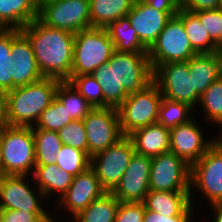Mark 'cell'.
<instances>
[{
    "label": "cell",
    "instance_id": "obj_1",
    "mask_svg": "<svg viewBox=\"0 0 222 222\" xmlns=\"http://www.w3.org/2000/svg\"><path fill=\"white\" fill-rule=\"evenodd\" d=\"M30 41L43 77L69 80L74 54L73 33L43 24L38 18L20 30Z\"/></svg>",
    "mask_w": 222,
    "mask_h": 222
},
{
    "label": "cell",
    "instance_id": "obj_2",
    "mask_svg": "<svg viewBox=\"0 0 222 222\" xmlns=\"http://www.w3.org/2000/svg\"><path fill=\"white\" fill-rule=\"evenodd\" d=\"M59 81L43 77L39 81L6 92L3 96L9 126L33 127L41 113L56 98Z\"/></svg>",
    "mask_w": 222,
    "mask_h": 222
},
{
    "label": "cell",
    "instance_id": "obj_3",
    "mask_svg": "<svg viewBox=\"0 0 222 222\" xmlns=\"http://www.w3.org/2000/svg\"><path fill=\"white\" fill-rule=\"evenodd\" d=\"M0 139L3 174L32 176L36 166L32 127L8 126Z\"/></svg>",
    "mask_w": 222,
    "mask_h": 222
},
{
    "label": "cell",
    "instance_id": "obj_4",
    "mask_svg": "<svg viewBox=\"0 0 222 222\" xmlns=\"http://www.w3.org/2000/svg\"><path fill=\"white\" fill-rule=\"evenodd\" d=\"M108 62L114 65L116 109L129 93L141 91L153 81L148 53L114 51Z\"/></svg>",
    "mask_w": 222,
    "mask_h": 222
},
{
    "label": "cell",
    "instance_id": "obj_5",
    "mask_svg": "<svg viewBox=\"0 0 222 222\" xmlns=\"http://www.w3.org/2000/svg\"><path fill=\"white\" fill-rule=\"evenodd\" d=\"M115 51L105 28L91 27L74 35V54L71 76L92 74L108 62Z\"/></svg>",
    "mask_w": 222,
    "mask_h": 222
},
{
    "label": "cell",
    "instance_id": "obj_6",
    "mask_svg": "<svg viewBox=\"0 0 222 222\" xmlns=\"http://www.w3.org/2000/svg\"><path fill=\"white\" fill-rule=\"evenodd\" d=\"M195 189L197 191H193ZM194 192L201 193V197L204 195L208 207L222 203V142L219 140L191 166L190 199L193 206L196 205L193 198L198 194Z\"/></svg>",
    "mask_w": 222,
    "mask_h": 222
},
{
    "label": "cell",
    "instance_id": "obj_7",
    "mask_svg": "<svg viewBox=\"0 0 222 222\" xmlns=\"http://www.w3.org/2000/svg\"><path fill=\"white\" fill-rule=\"evenodd\" d=\"M162 98L154 81L141 91L129 93L117 108L122 134L129 136L138 129L157 123Z\"/></svg>",
    "mask_w": 222,
    "mask_h": 222
},
{
    "label": "cell",
    "instance_id": "obj_8",
    "mask_svg": "<svg viewBox=\"0 0 222 222\" xmlns=\"http://www.w3.org/2000/svg\"><path fill=\"white\" fill-rule=\"evenodd\" d=\"M198 54L192 47L183 26V20L176 14L172 16L159 37L148 49L152 70L169 62H186Z\"/></svg>",
    "mask_w": 222,
    "mask_h": 222
},
{
    "label": "cell",
    "instance_id": "obj_9",
    "mask_svg": "<svg viewBox=\"0 0 222 222\" xmlns=\"http://www.w3.org/2000/svg\"><path fill=\"white\" fill-rule=\"evenodd\" d=\"M37 18L47 26L76 34L91 28L89 0H39Z\"/></svg>",
    "mask_w": 222,
    "mask_h": 222
},
{
    "label": "cell",
    "instance_id": "obj_10",
    "mask_svg": "<svg viewBox=\"0 0 222 222\" xmlns=\"http://www.w3.org/2000/svg\"><path fill=\"white\" fill-rule=\"evenodd\" d=\"M153 81L158 85L163 98L178 101L197 110L200 95L193 89L188 62H169L153 71Z\"/></svg>",
    "mask_w": 222,
    "mask_h": 222
},
{
    "label": "cell",
    "instance_id": "obj_11",
    "mask_svg": "<svg viewBox=\"0 0 222 222\" xmlns=\"http://www.w3.org/2000/svg\"><path fill=\"white\" fill-rule=\"evenodd\" d=\"M32 179V176H1L0 209L24 210L28 212H49L50 209L48 208L51 207L46 206L47 203L45 202L47 201L44 194L34 184V179Z\"/></svg>",
    "mask_w": 222,
    "mask_h": 222
},
{
    "label": "cell",
    "instance_id": "obj_12",
    "mask_svg": "<svg viewBox=\"0 0 222 222\" xmlns=\"http://www.w3.org/2000/svg\"><path fill=\"white\" fill-rule=\"evenodd\" d=\"M134 153L132 140L124 136L114 145L91 157L90 167L106 192H112L119 184Z\"/></svg>",
    "mask_w": 222,
    "mask_h": 222
},
{
    "label": "cell",
    "instance_id": "obj_13",
    "mask_svg": "<svg viewBox=\"0 0 222 222\" xmlns=\"http://www.w3.org/2000/svg\"><path fill=\"white\" fill-rule=\"evenodd\" d=\"M190 176L191 166L173 152L151 158L150 190L190 192Z\"/></svg>",
    "mask_w": 222,
    "mask_h": 222
},
{
    "label": "cell",
    "instance_id": "obj_14",
    "mask_svg": "<svg viewBox=\"0 0 222 222\" xmlns=\"http://www.w3.org/2000/svg\"><path fill=\"white\" fill-rule=\"evenodd\" d=\"M105 192L106 191L100 185L95 171L89 167L86 171L73 177L69 189L55 204L56 206H54L55 210L59 211V216L57 218L53 215V221L58 222L60 219L61 222H70V219L76 216L80 211L84 210L90 203L102 196ZM60 213L62 214L60 215ZM61 216L69 220L64 219Z\"/></svg>",
    "mask_w": 222,
    "mask_h": 222
},
{
    "label": "cell",
    "instance_id": "obj_15",
    "mask_svg": "<svg viewBox=\"0 0 222 222\" xmlns=\"http://www.w3.org/2000/svg\"><path fill=\"white\" fill-rule=\"evenodd\" d=\"M83 123L90 158L106 150L124 137L116 108H94L83 119Z\"/></svg>",
    "mask_w": 222,
    "mask_h": 222
},
{
    "label": "cell",
    "instance_id": "obj_16",
    "mask_svg": "<svg viewBox=\"0 0 222 222\" xmlns=\"http://www.w3.org/2000/svg\"><path fill=\"white\" fill-rule=\"evenodd\" d=\"M196 116L197 115L186 123L169 129V151L183 159L190 166L198 161L218 140L217 135L215 134L214 136L212 134L210 138L206 137L203 126L202 124L200 125L199 120L195 118Z\"/></svg>",
    "mask_w": 222,
    "mask_h": 222
},
{
    "label": "cell",
    "instance_id": "obj_17",
    "mask_svg": "<svg viewBox=\"0 0 222 222\" xmlns=\"http://www.w3.org/2000/svg\"><path fill=\"white\" fill-rule=\"evenodd\" d=\"M150 170L151 158L135 152L119 184L111 193L119 202H144L150 190Z\"/></svg>",
    "mask_w": 222,
    "mask_h": 222
},
{
    "label": "cell",
    "instance_id": "obj_18",
    "mask_svg": "<svg viewBox=\"0 0 222 222\" xmlns=\"http://www.w3.org/2000/svg\"><path fill=\"white\" fill-rule=\"evenodd\" d=\"M12 90L43 78L28 38L19 30L11 28Z\"/></svg>",
    "mask_w": 222,
    "mask_h": 222
},
{
    "label": "cell",
    "instance_id": "obj_19",
    "mask_svg": "<svg viewBox=\"0 0 222 222\" xmlns=\"http://www.w3.org/2000/svg\"><path fill=\"white\" fill-rule=\"evenodd\" d=\"M177 13L163 12L153 8L144 0H135L126 16L142 44L149 49L165 28L168 20Z\"/></svg>",
    "mask_w": 222,
    "mask_h": 222
},
{
    "label": "cell",
    "instance_id": "obj_20",
    "mask_svg": "<svg viewBox=\"0 0 222 222\" xmlns=\"http://www.w3.org/2000/svg\"><path fill=\"white\" fill-rule=\"evenodd\" d=\"M144 204L147 210L165 216H194L197 208L191 204L190 192H171L149 190ZM195 208V210H194Z\"/></svg>",
    "mask_w": 222,
    "mask_h": 222
},
{
    "label": "cell",
    "instance_id": "obj_21",
    "mask_svg": "<svg viewBox=\"0 0 222 222\" xmlns=\"http://www.w3.org/2000/svg\"><path fill=\"white\" fill-rule=\"evenodd\" d=\"M187 62L193 89L200 96L214 81L222 77V51L196 54Z\"/></svg>",
    "mask_w": 222,
    "mask_h": 222
},
{
    "label": "cell",
    "instance_id": "obj_22",
    "mask_svg": "<svg viewBox=\"0 0 222 222\" xmlns=\"http://www.w3.org/2000/svg\"><path fill=\"white\" fill-rule=\"evenodd\" d=\"M35 185L44 194L47 203H57L72 184L73 175L58 168L56 164L36 165L32 175ZM56 196V199H55ZM56 201H54L52 199ZM51 198V199H50Z\"/></svg>",
    "mask_w": 222,
    "mask_h": 222
},
{
    "label": "cell",
    "instance_id": "obj_23",
    "mask_svg": "<svg viewBox=\"0 0 222 222\" xmlns=\"http://www.w3.org/2000/svg\"><path fill=\"white\" fill-rule=\"evenodd\" d=\"M136 153L153 158L170 150V131L160 123L150 124L128 136Z\"/></svg>",
    "mask_w": 222,
    "mask_h": 222
},
{
    "label": "cell",
    "instance_id": "obj_24",
    "mask_svg": "<svg viewBox=\"0 0 222 222\" xmlns=\"http://www.w3.org/2000/svg\"><path fill=\"white\" fill-rule=\"evenodd\" d=\"M39 0H0V28L21 30L38 17Z\"/></svg>",
    "mask_w": 222,
    "mask_h": 222
},
{
    "label": "cell",
    "instance_id": "obj_25",
    "mask_svg": "<svg viewBox=\"0 0 222 222\" xmlns=\"http://www.w3.org/2000/svg\"><path fill=\"white\" fill-rule=\"evenodd\" d=\"M135 0H89L91 27L106 28L125 17Z\"/></svg>",
    "mask_w": 222,
    "mask_h": 222
},
{
    "label": "cell",
    "instance_id": "obj_26",
    "mask_svg": "<svg viewBox=\"0 0 222 222\" xmlns=\"http://www.w3.org/2000/svg\"><path fill=\"white\" fill-rule=\"evenodd\" d=\"M113 42L115 51L125 53H148L142 44L136 30L131 26L127 16L110 23L105 28Z\"/></svg>",
    "mask_w": 222,
    "mask_h": 222
},
{
    "label": "cell",
    "instance_id": "obj_27",
    "mask_svg": "<svg viewBox=\"0 0 222 222\" xmlns=\"http://www.w3.org/2000/svg\"><path fill=\"white\" fill-rule=\"evenodd\" d=\"M177 15L183 20V26L193 49L198 53L220 52L222 49L210 38L199 18L182 8Z\"/></svg>",
    "mask_w": 222,
    "mask_h": 222
},
{
    "label": "cell",
    "instance_id": "obj_28",
    "mask_svg": "<svg viewBox=\"0 0 222 222\" xmlns=\"http://www.w3.org/2000/svg\"><path fill=\"white\" fill-rule=\"evenodd\" d=\"M119 203L111 192H105L71 220L72 222H114Z\"/></svg>",
    "mask_w": 222,
    "mask_h": 222
},
{
    "label": "cell",
    "instance_id": "obj_29",
    "mask_svg": "<svg viewBox=\"0 0 222 222\" xmlns=\"http://www.w3.org/2000/svg\"><path fill=\"white\" fill-rule=\"evenodd\" d=\"M199 114L203 117H198L204 119L205 123L209 126L214 125L216 128L220 129L216 131L217 133L222 130V77L214 81L211 86L201 95L198 104Z\"/></svg>",
    "mask_w": 222,
    "mask_h": 222
},
{
    "label": "cell",
    "instance_id": "obj_30",
    "mask_svg": "<svg viewBox=\"0 0 222 222\" xmlns=\"http://www.w3.org/2000/svg\"><path fill=\"white\" fill-rule=\"evenodd\" d=\"M56 98L66 108L72 120H83L94 109L68 80L59 81Z\"/></svg>",
    "mask_w": 222,
    "mask_h": 222
},
{
    "label": "cell",
    "instance_id": "obj_31",
    "mask_svg": "<svg viewBox=\"0 0 222 222\" xmlns=\"http://www.w3.org/2000/svg\"><path fill=\"white\" fill-rule=\"evenodd\" d=\"M35 142L36 165L56 164L62 142L57 131L32 128Z\"/></svg>",
    "mask_w": 222,
    "mask_h": 222
},
{
    "label": "cell",
    "instance_id": "obj_32",
    "mask_svg": "<svg viewBox=\"0 0 222 222\" xmlns=\"http://www.w3.org/2000/svg\"><path fill=\"white\" fill-rule=\"evenodd\" d=\"M193 112L195 110L188 104L162 98L157 123L171 129L191 120L195 116Z\"/></svg>",
    "mask_w": 222,
    "mask_h": 222
},
{
    "label": "cell",
    "instance_id": "obj_33",
    "mask_svg": "<svg viewBox=\"0 0 222 222\" xmlns=\"http://www.w3.org/2000/svg\"><path fill=\"white\" fill-rule=\"evenodd\" d=\"M11 28H0V95L12 90Z\"/></svg>",
    "mask_w": 222,
    "mask_h": 222
},
{
    "label": "cell",
    "instance_id": "obj_34",
    "mask_svg": "<svg viewBox=\"0 0 222 222\" xmlns=\"http://www.w3.org/2000/svg\"><path fill=\"white\" fill-rule=\"evenodd\" d=\"M91 158L85 151L62 145L57 154L56 165L58 168L76 176L90 167Z\"/></svg>",
    "mask_w": 222,
    "mask_h": 222
},
{
    "label": "cell",
    "instance_id": "obj_35",
    "mask_svg": "<svg viewBox=\"0 0 222 222\" xmlns=\"http://www.w3.org/2000/svg\"><path fill=\"white\" fill-rule=\"evenodd\" d=\"M73 121L66 108L55 98L53 102L41 113L40 118L32 128L48 131H59Z\"/></svg>",
    "mask_w": 222,
    "mask_h": 222
},
{
    "label": "cell",
    "instance_id": "obj_36",
    "mask_svg": "<svg viewBox=\"0 0 222 222\" xmlns=\"http://www.w3.org/2000/svg\"><path fill=\"white\" fill-rule=\"evenodd\" d=\"M93 108H104L103 90L91 75L70 76L69 80Z\"/></svg>",
    "mask_w": 222,
    "mask_h": 222
},
{
    "label": "cell",
    "instance_id": "obj_37",
    "mask_svg": "<svg viewBox=\"0 0 222 222\" xmlns=\"http://www.w3.org/2000/svg\"><path fill=\"white\" fill-rule=\"evenodd\" d=\"M63 145L85 151L88 154V142L83 120H73L58 131Z\"/></svg>",
    "mask_w": 222,
    "mask_h": 222
},
{
    "label": "cell",
    "instance_id": "obj_38",
    "mask_svg": "<svg viewBox=\"0 0 222 222\" xmlns=\"http://www.w3.org/2000/svg\"><path fill=\"white\" fill-rule=\"evenodd\" d=\"M103 90L104 108H115L114 65L104 63L91 74Z\"/></svg>",
    "mask_w": 222,
    "mask_h": 222
},
{
    "label": "cell",
    "instance_id": "obj_39",
    "mask_svg": "<svg viewBox=\"0 0 222 222\" xmlns=\"http://www.w3.org/2000/svg\"><path fill=\"white\" fill-rule=\"evenodd\" d=\"M193 13L199 18L210 38L222 49V7Z\"/></svg>",
    "mask_w": 222,
    "mask_h": 222
},
{
    "label": "cell",
    "instance_id": "obj_40",
    "mask_svg": "<svg viewBox=\"0 0 222 222\" xmlns=\"http://www.w3.org/2000/svg\"><path fill=\"white\" fill-rule=\"evenodd\" d=\"M53 210L49 212H28L24 210L0 209L5 222H54Z\"/></svg>",
    "mask_w": 222,
    "mask_h": 222
},
{
    "label": "cell",
    "instance_id": "obj_41",
    "mask_svg": "<svg viewBox=\"0 0 222 222\" xmlns=\"http://www.w3.org/2000/svg\"><path fill=\"white\" fill-rule=\"evenodd\" d=\"M144 202H120L114 222H143Z\"/></svg>",
    "mask_w": 222,
    "mask_h": 222
},
{
    "label": "cell",
    "instance_id": "obj_42",
    "mask_svg": "<svg viewBox=\"0 0 222 222\" xmlns=\"http://www.w3.org/2000/svg\"><path fill=\"white\" fill-rule=\"evenodd\" d=\"M181 8L189 12L213 10L222 7V0H180Z\"/></svg>",
    "mask_w": 222,
    "mask_h": 222
},
{
    "label": "cell",
    "instance_id": "obj_43",
    "mask_svg": "<svg viewBox=\"0 0 222 222\" xmlns=\"http://www.w3.org/2000/svg\"><path fill=\"white\" fill-rule=\"evenodd\" d=\"M194 220L198 221L197 217L194 219L193 216H165L145 208L143 222H193Z\"/></svg>",
    "mask_w": 222,
    "mask_h": 222
},
{
    "label": "cell",
    "instance_id": "obj_44",
    "mask_svg": "<svg viewBox=\"0 0 222 222\" xmlns=\"http://www.w3.org/2000/svg\"><path fill=\"white\" fill-rule=\"evenodd\" d=\"M153 8L163 12H178L181 8L180 0H144Z\"/></svg>",
    "mask_w": 222,
    "mask_h": 222
},
{
    "label": "cell",
    "instance_id": "obj_45",
    "mask_svg": "<svg viewBox=\"0 0 222 222\" xmlns=\"http://www.w3.org/2000/svg\"><path fill=\"white\" fill-rule=\"evenodd\" d=\"M8 126L6 102L4 96L0 95V135Z\"/></svg>",
    "mask_w": 222,
    "mask_h": 222
},
{
    "label": "cell",
    "instance_id": "obj_46",
    "mask_svg": "<svg viewBox=\"0 0 222 222\" xmlns=\"http://www.w3.org/2000/svg\"><path fill=\"white\" fill-rule=\"evenodd\" d=\"M210 208L207 207V209H210V212H212V218L211 221L213 222H222V203L220 204H215L212 206H209ZM212 210V211H211ZM206 222V220H205Z\"/></svg>",
    "mask_w": 222,
    "mask_h": 222
},
{
    "label": "cell",
    "instance_id": "obj_47",
    "mask_svg": "<svg viewBox=\"0 0 222 222\" xmlns=\"http://www.w3.org/2000/svg\"><path fill=\"white\" fill-rule=\"evenodd\" d=\"M3 164H2V154H1V139H0V177L3 176Z\"/></svg>",
    "mask_w": 222,
    "mask_h": 222
},
{
    "label": "cell",
    "instance_id": "obj_48",
    "mask_svg": "<svg viewBox=\"0 0 222 222\" xmlns=\"http://www.w3.org/2000/svg\"><path fill=\"white\" fill-rule=\"evenodd\" d=\"M216 134H218V135H217L218 140H219L220 142H222V130L219 131V132L216 133Z\"/></svg>",
    "mask_w": 222,
    "mask_h": 222
},
{
    "label": "cell",
    "instance_id": "obj_49",
    "mask_svg": "<svg viewBox=\"0 0 222 222\" xmlns=\"http://www.w3.org/2000/svg\"><path fill=\"white\" fill-rule=\"evenodd\" d=\"M0 222H5L4 218L0 215Z\"/></svg>",
    "mask_w": 222,
    "mask_h": 222
}]
</instances>
